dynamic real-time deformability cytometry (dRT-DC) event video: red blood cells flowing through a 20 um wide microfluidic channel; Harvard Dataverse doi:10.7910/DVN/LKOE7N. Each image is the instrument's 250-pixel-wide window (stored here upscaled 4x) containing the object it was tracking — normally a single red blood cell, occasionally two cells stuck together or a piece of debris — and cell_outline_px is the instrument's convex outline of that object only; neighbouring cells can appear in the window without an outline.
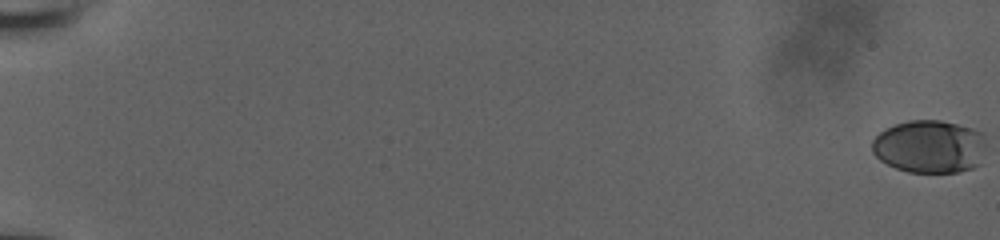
{"species": "human", "species_latin": "Homo sapiens", "temperature_condition": "room temperature", "stored_images_in_passage": 58, "camera_frame_rate_fps": 3000, "um_per_image_px": 0.085, "donor": {"sex": "male"}, "frame": {"image": 1, "passage_image": 1, "time_ms": 0.0, "image_size_px": [1000, 240], "cell_outline_px": [[984, 144], [976, 164], [972, 168], [960, 172], [908, 172], [896, 168], [880, 160], [872, 152], [872, 140], [884, 128], [908, 120], [940, 120], [972, 128], [984, 132]], "centroid_in_image_um": [78.96, 12.44], "position_along_channel_um": 6.0, "area_um2": 34.97}}
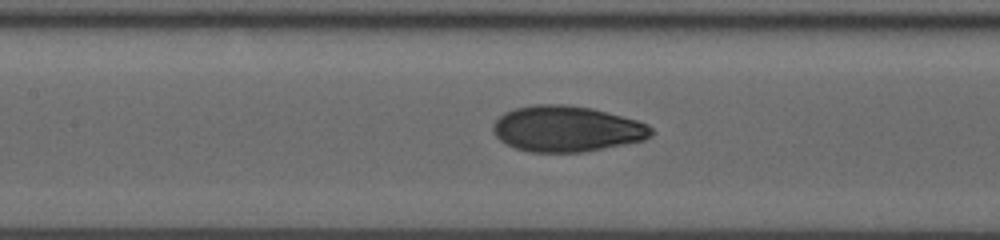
{"frame": {"image": 2, "passage_image": 31, "time_ms": 10.0, "image_size_px": [1000, 240], "cell_outline_px": [[652, 136], [644, 140], [584, 152], [528, 152], [516, 148], [500, 140], [496, 136], [492, 128], [492, 124], [504, 112], [516, 108], [536, 104], [568, 104], [592, 108], [636, 120], [648, 124], [652, 128]], "centroid_in_image_um": [48.17, 10.95], "position_along_channel_um": 159.2, "area_um2": 42.25}}
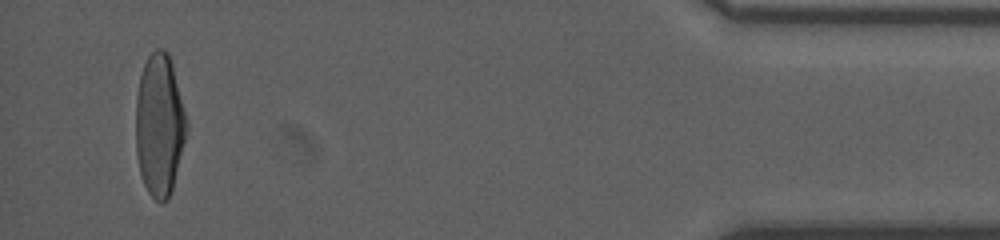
{"frame": {"image": 3, "passage_image": 56, "time_ms": 18.333, "image_size_px": [1000, 240], "cell_outline_px": [[188, 128], [172, 188], [168, 200], [160, 204], [148, 192], [144, 184], [140, 172], [136, 152], [136, 96], [140, 76], [144, 64], [148, 56], [156, 48], [164, 48], [168, 52], [172, 64], [188, 124]], "centroid_in_image_um": [13.55, 10.62], "position_along_channel_um": 421.7, "area_um2": 41.96}, "authors_computed_cell_mechanics": {"area_um2": 40.7201, "velocity_mm_per_s": 3.9349, "shape_relaxation_time_tau1_ms": 5.9558, "shape_relaxation_time_tau2_ms": 0.8595, "deformation_change_tau1": 0.2185, "deformation_change_tau2": 0.0581}}